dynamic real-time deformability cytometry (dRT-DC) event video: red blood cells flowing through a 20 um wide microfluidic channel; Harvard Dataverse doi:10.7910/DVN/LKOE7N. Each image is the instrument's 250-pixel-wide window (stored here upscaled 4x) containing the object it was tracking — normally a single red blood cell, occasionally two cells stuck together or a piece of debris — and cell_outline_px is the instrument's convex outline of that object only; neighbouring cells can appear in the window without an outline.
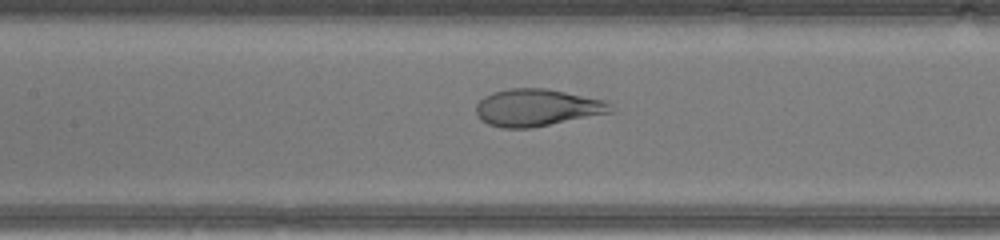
{"species": "human", "species_latin": "Homo sapiens", "temperature_condition": "warm", "stored_images_in_passage": 43, "camera_frame_rate_fps": 3000, "um_per_image_px": 0.085, "donor": {"sex": "male"}, "frame": {"image": 1, "passage_image": 19, "time_ms": 6.0, "image_size_px": [1000, 240], "cell_outline_px": [[616, 112], [532, 128], [504, 128], [488, 124], [480, 120], [476, 112], [476, 104], [484, 96], [492, 92], [508, 88], [544, 88], [608, 100], [612, 104]], "centroid_in_image_um": [45.7, 9.15], "position_along_channel_um": 161.7, "area_um2": 29.65}}
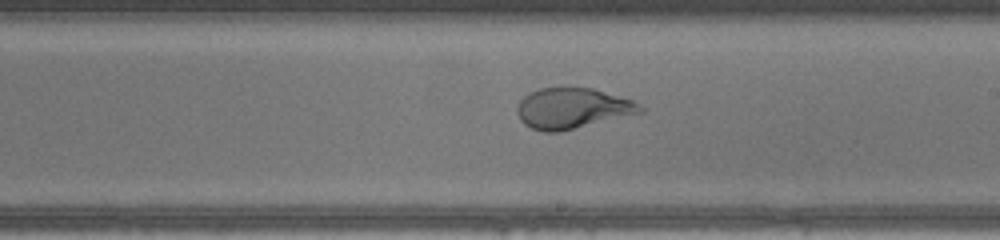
{"frame": {"image": 2, "passage_image": 24, "time_ms": 7.667, "image_size_px": [1000, 240], "cell_outline_px": [[644, 112], [560, 132], [544, 132], [532, 128], [524, 124], [520, 120], [516, 112], [516, 108], [520, 100], [528, 92], [540, 88], [564, 84], [568, 84], [592, 88], [632, 100], [640, 104], [644, 108]], "centroid_in_image_um": [48.62, 9.17], "position_along_channel_um": 240.4, "area_um2": 30.0}}
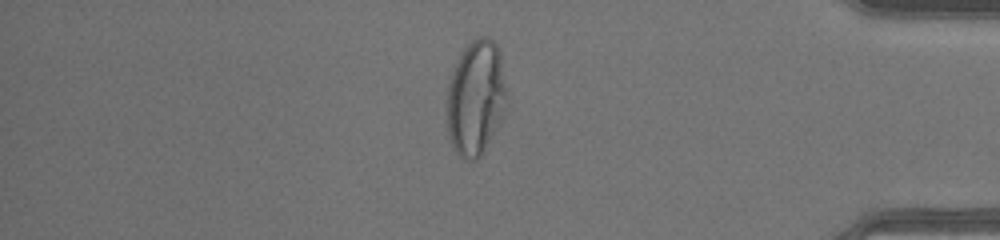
{"frame": {"image": 3, "passage_image": 36, "time_ms": 11.667, "image_size_px": [1000, 240], "cell_outline_px": [[508, 100], [480, 156], [476, 160], [468, 160], [460, 156], [456, 152], [452, 144], [448, 132], [448, 84], [456, 60], [464, 44], [476, 36], [488, 36], [500, 48], [508, 92]], "centroid_in_image_um": [40.45, 8.18], "position_along_channel_um": 394.7, "area_um2": 40.11}}